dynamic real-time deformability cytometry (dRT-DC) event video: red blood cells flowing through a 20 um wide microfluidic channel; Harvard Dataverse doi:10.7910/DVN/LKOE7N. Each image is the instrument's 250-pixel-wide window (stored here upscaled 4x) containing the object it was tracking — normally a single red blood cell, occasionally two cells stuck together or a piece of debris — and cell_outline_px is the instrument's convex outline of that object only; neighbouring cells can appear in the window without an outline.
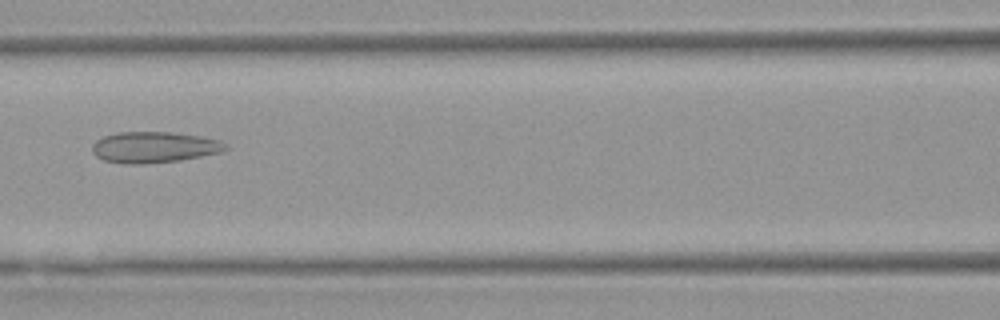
{"species": "Egyptian fruit bat (a non-hibernating species)", "species_latin": "Rousettus aegyptiacus", "temperature_condition": "warm", "stored_images_in_passage": 4, "camera_frame_rate_fps": 3000, "um_per_image_px": 0.085, "animal": {"sex": "female"}, "frame": {"image": 1, "passage_image": 3, "time_ms": 2.667, "image_size_px": [1000, 320], "cell_outline_px": [[228, 148], [220, 152], [180, 160], [144, 164], [124, 164], [104, 160], [96, 156], [92, 152], [92, 144], [96, 140], [104, 136], [116, 132], [168, 132], [200, 136], [220, 140], [228, 144]], "centroid_in_image_um": [13.08, 12.51], "position_along_channel_um": 153.5, "area_um2": 24.16}}
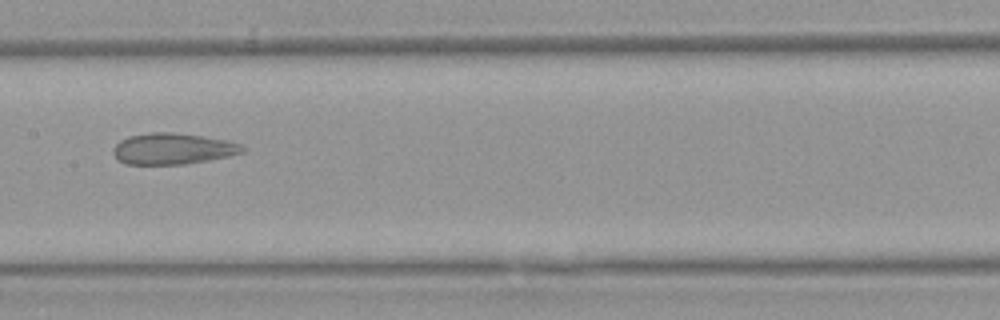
{"frame": {"image": 2, "passage_image": 4, "time_ms": 3.667, "image_size_px": [1000, 320], "cell_outline_px": [[248, 148], [244, 152], [228, 156], [208, 160], [184, 164], [124, 164], [112, 152], [112, 148], [120, 140], [128, 136], [152, 132], [172, 132], [228, 140], [240, 144]], "centroid_in_image_um": [14.7, 12.64], "position_along_channel_um": 192.7, "area_um2": 23.47}}